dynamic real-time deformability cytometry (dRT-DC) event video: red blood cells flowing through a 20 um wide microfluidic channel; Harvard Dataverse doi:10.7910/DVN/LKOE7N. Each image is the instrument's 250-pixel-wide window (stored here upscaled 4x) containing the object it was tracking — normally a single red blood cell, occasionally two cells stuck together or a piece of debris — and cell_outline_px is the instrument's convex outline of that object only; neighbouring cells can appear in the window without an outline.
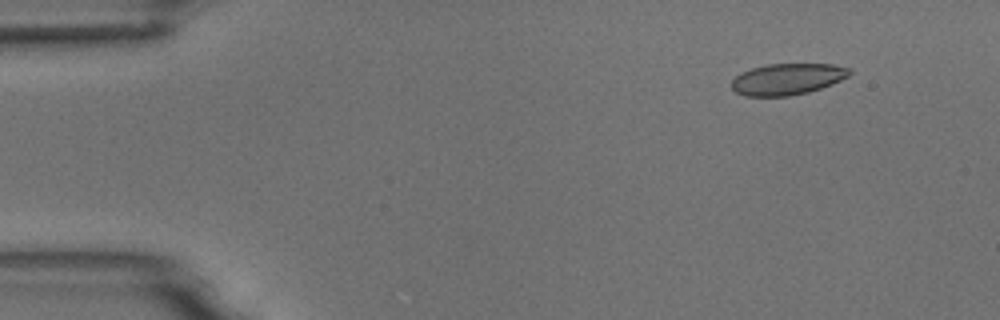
{"species": "common noctule bat (a hibernating species)", "species_latin": "Nyctalus noctula", "temperature_condition": "room temperature", "stored_images_in_passage": 4, "camera_frame_rate_fps": 3000, "um_per_image_px": 0.085, "animal": {"sex": "male", "body_mass_g": 18.8}, "frame": {"image": 1, "passage_image": 1, "time_ms": 0.0, "image_size_px": [1000, 320], "cell_outline_px": [[852, 72], [848, 76], [832, 84], [808, 92], [788, 96], [744, 96], [736, 92], [732, 88], [732, 80], [740, 72], [752, 68], [768, 64], [832, 64], [852, 68]], "centroid_in_image_um": [66.93, 6.72], "position_along_channel_um": 18.1, "area_um2": 21.56}}
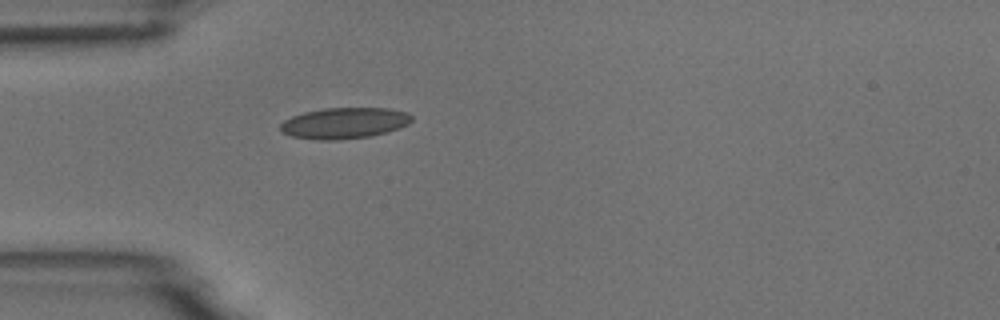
{"frame": {"image": 2, "passage_image": 4, "time_ms": 3.333, "image_size_px": [1000, 320], "cell_outline_px": [[412, 120], [408, 124], [388, 132], [372, 136], [340, 140], [320, 140], [292, 136], [280, 132], [280, 124], [284, 120], [292, 116], [304, 112], [324, 108], [388, 108], [408, 112], [412, 116]], "centroid_in_image_um": [29.27, 10.46], "position_along_channel_um": 55.7, "area_um2": 23.93}}